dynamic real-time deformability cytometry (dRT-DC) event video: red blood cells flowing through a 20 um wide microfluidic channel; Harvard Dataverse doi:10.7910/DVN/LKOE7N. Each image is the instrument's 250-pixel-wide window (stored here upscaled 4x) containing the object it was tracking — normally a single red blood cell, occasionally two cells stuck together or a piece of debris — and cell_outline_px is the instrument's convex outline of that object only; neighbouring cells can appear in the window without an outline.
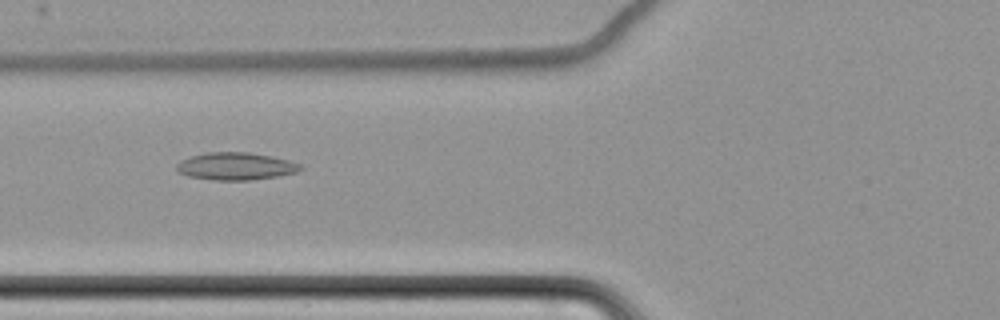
{"species": "common noctule bat (a hibernating species)", "species_latin": "Nyctalus noctula", "temperature_condition": "cold", "stored_images_in_passage": 5, "camera_frame_rate_fps": 3000, "um_per_image_px": 0.085, "animal": {"sex": "female", "body_mass_g": 22.7, "forearm_length_mm": 54.2}, "frame": {"image": 1, "passage_image": 4, "time_ms": 5.667, "image_size_px": [1000, 320], "cell_outline_px": [[304, 168], [296, 172], [276, 176], [252, 180], [212, 180], [188, 176], [180, 172], [176, 168], [176, 164], [180, 160], [192, 156], [208, 152], [248, 152], [272, 156], [288, 160], [300, 164]], "centroid_in_image_um": [20.03, 14.13], "position_along_channel_um": 105.8, "area_um2": 19.77}}
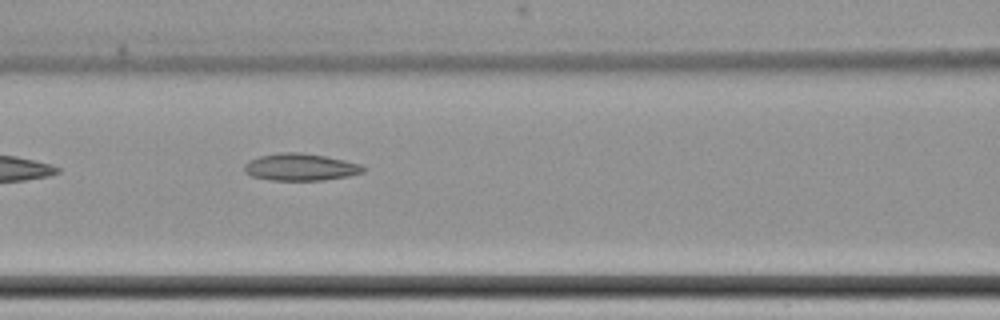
{"frame": {"image": 2, "passage_image": 5, "time_ms": 6.667, "image_size_px": [1000, 320], "cell_outline_px": [[368, 168], [364, 172], [348, 176], [324, 180], [272, 180], [252, 176], [244, 172], [244, 164], [248, 160], [260, 156], [280, 152], [300, 152], [324, 156], [344, 160], [360, 164]], "centroid_in_image_um": [25.54, 14.2], "position_along_channel_um": 141.1, "area_um2": 18.84}}